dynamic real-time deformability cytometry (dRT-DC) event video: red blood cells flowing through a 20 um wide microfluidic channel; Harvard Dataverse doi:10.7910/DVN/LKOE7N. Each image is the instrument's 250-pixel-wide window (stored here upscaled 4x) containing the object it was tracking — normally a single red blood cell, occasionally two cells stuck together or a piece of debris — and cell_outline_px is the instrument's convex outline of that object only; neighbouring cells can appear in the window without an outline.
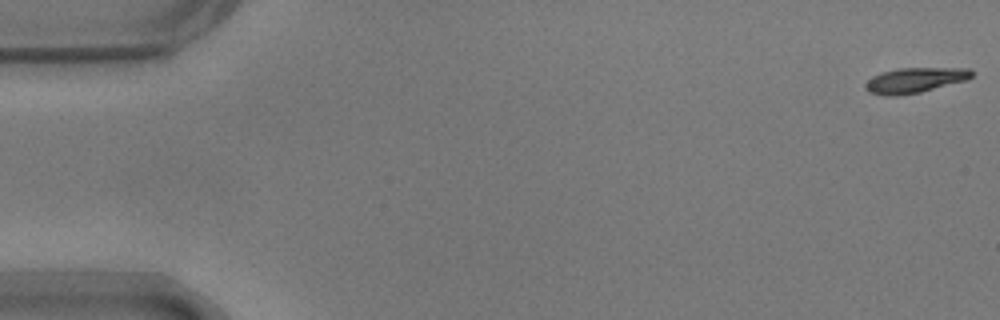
{"species": "common noctule bat (a hibernating species)", "species_latin": "Nyctalus noctula", "temperature_condition": "warm", "stored_images_in_passage": 51, "camera_frame_rate_fps": 3000, "um_per_image_px": 0.085, "animal": {"sex": "male", "body_mass_g": 17.9}, "frame": {"image": 1, "passage_image": 1, "time_ms": 0.0, "image_size_px": [1000, 320], "cell_outline_px": [[972, 76], [968, 80], [920, 92], [896, 96], [884, 96], [868, 92], [864, 88], [864, 84], [872, 76], [880, 72], [900, 68], [968, 68], [972, 72]], "centroid_in_image_um": [77.72, 6.82], "position_along_channel_um": 7.3, "area_um2": 15.72}}
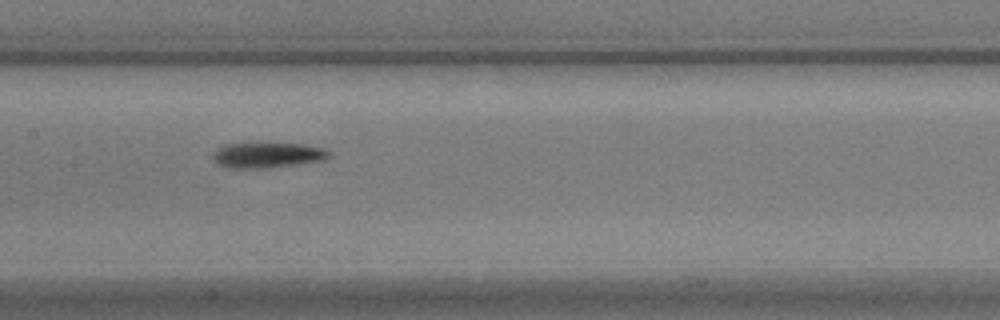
{"frame": {"image": 2, "passage_image": 27, "time_ms": 8.667, "image_size_px": [1000, 320], "cell_outline_px": [[332, 156], [324, 160], [268, 168], [224, 168], [216, 164], [212, 160], [212, 152], [216, 148], [224, 144], [256, 140], [260, 140], [300, 144], [324, 148], [332, 152]], "centroid_in_image_um": [22.65, 13.13], "position_along_channel_um": 184.7, "area_um2": 18.5}}
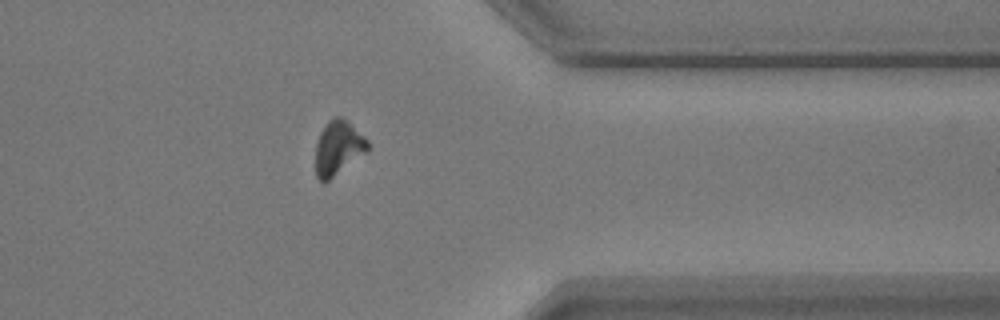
{"frame": {"image": 3, "passage_image": 44, "time_ms": 14.333, "image_size_px": [1000, 320], "cell_outline_px": [[372, 144], [368, 152], [324, 184], [316, 176], [316, 144], [320, 132], [324, 124], [328, 120], [336, 116], [340, 116], [348, 120]], "centroid_in_image_um": [28.78, 12.56], "position_along_channel_um": 382.6, "area_um2": 16.99}, "authors_computed_cell_mechanics": {"area_um2": 16.3574, "velocity_mm_per_s": 3.6975, "shape_relaxation_time_tau1_ms": 4.346, "shape_relaxation_time_tau2_ms": null, "deformation_change_tau1": 0.1725, "deformation_change_tau2": null}}